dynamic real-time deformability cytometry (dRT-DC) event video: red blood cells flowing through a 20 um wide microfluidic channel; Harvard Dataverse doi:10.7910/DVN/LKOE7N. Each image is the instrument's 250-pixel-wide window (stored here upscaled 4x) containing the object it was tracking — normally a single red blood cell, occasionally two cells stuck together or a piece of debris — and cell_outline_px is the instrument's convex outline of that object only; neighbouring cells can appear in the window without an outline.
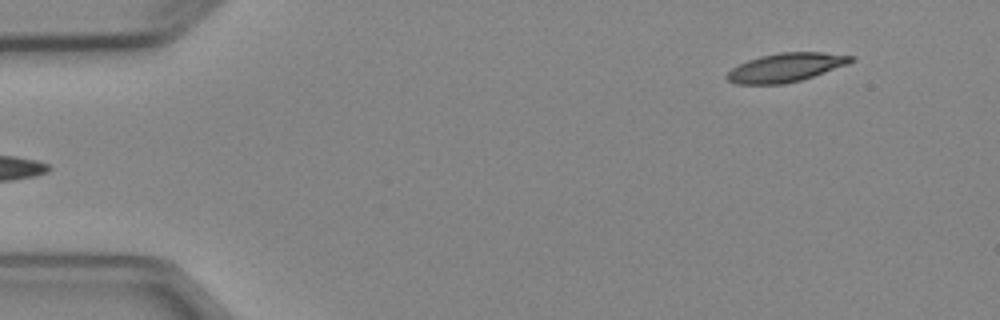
{"species": "Egyptian fruit bat (a non-hibernating species)", "species_latin": "Rousettus aegyptiacus", "temperature_condition": "cold", "stored_images_in_passage": 4, "camera_frame_rate_fps": 3000, "um_per_image_px": 0.085, "animal": {"sex": "female"}, "frame": {"image": 1, "passage_image": 4, "time_ms": 3.667, "image_size_px": [1000, 320], "cell_outline_px": [[856, 60], [848, 64], [800, 80], [784, 84], [736, 84], [728, 80], [724, 76], [732, 68], [748, 60], [760, 56], [780, 52], [824, 52], [856, 56]], "centroid_in_image_um": [66.81, 5.72], "position_along_channel_um": 18.2, "area_um2": 20.75}}